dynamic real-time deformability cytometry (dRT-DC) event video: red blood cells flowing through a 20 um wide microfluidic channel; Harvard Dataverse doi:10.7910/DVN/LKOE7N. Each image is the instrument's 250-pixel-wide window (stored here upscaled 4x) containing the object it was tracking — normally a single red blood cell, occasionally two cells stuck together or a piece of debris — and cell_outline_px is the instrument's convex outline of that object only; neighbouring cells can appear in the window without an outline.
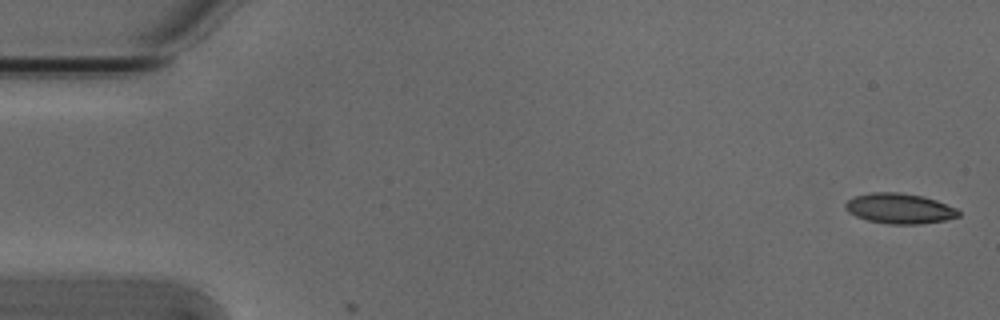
{"species": "Egyptian fruit bat (a non-hibernating species)", "species_latin": "Rousettus aegyptiacus", "temperature_condition": "cold", "stored_images_in_passage": 2, "camera_frame_rate_fps": 3000, "um_per_image_px": 0.085, "animal": {"sex": "male"}, "frame": {"image": 1, "passage_image": 1, "time_ms": 0.0, "image_size_px": [1000, 320], "cell_outline_px": [[960, 216], [944, 220], [920, 224], [888, 224], [868, 220], [856, 216], [848, 212], [844, 208], [844, 204], [848, 200], [856, 196], [872, 192], [900, 192], [924, 196], [936, 200], [956, 208], [960, 212]], "centroid_in_image_um": [76.46, 17.72], "position_along_channel_um": 8.5, "area_um2": 20.0}}